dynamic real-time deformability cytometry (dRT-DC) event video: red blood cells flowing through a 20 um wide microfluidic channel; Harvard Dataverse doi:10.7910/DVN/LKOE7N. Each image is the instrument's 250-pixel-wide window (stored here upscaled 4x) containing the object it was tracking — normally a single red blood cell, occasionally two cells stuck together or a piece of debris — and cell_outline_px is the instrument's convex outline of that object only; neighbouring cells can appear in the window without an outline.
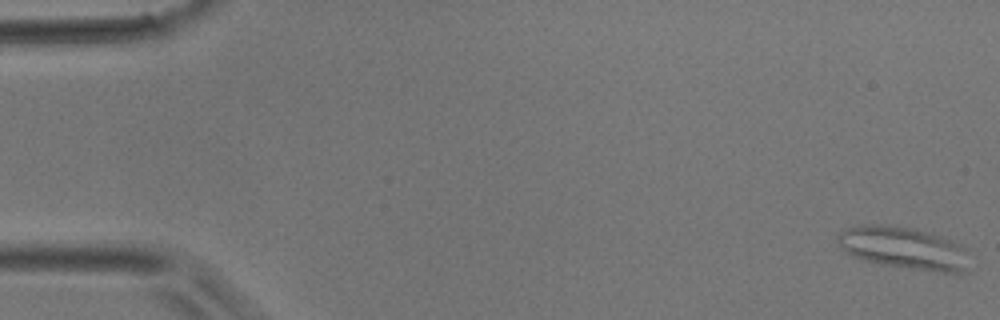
{"species": "common noctule bat (a hibernating species)", "species_latin": "Nyctalus noctula", "temperature_condition": "room temperature", "stored_images_in_passage": 5, "camera_frame_rate_fps": 3000, "um_per_image_px": 0.085, "animal": {"sex": "male", "body_mass_g": 17.9}, "frame": {"image": 1, "passage_image": 1, "time_ms": 0.0, "image_size_px": [1000, 320], "cell_outline_px": [[968, 272], [944, 272], [880, 264], [852, 256], [840, 248], [836, 240], [836, 236], [840, 232], [848, 228], [860, 224], [888, 224], [916, 228], [932, 232], [952, 240], [968, 248]], "centroid_in_image_um": [76.84, 21.05], "position_along_channel_um": 8.2, "area_um2": 33.0}}
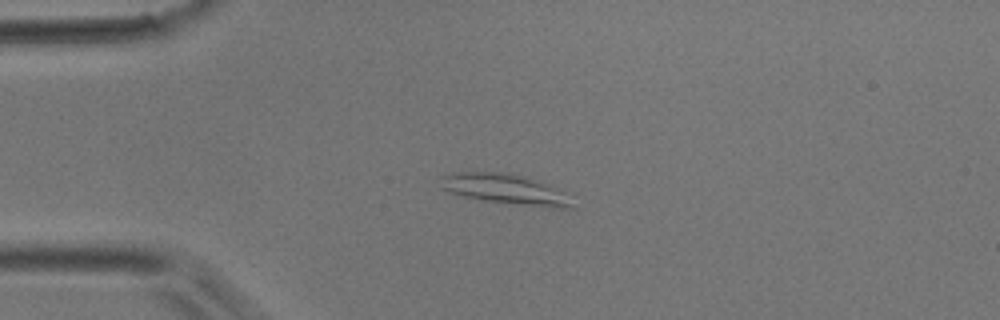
{"frame": {"image": 2, "passage_image": 4, "time_ms": 1.0, "image_size_px": [1000, 320], "cell_outline_px": [[576, 208], [552, 208], [480, 200], [464, 196], [452, 192], [444, 188], [440, 176], [452, 172], [508, 172], [524, 176], [548, 184], [560, 192]], "centroid_in_image_um": [42.92, 16.07], "position_along_channel_um": 42.1, "area_um2": 22.72}}